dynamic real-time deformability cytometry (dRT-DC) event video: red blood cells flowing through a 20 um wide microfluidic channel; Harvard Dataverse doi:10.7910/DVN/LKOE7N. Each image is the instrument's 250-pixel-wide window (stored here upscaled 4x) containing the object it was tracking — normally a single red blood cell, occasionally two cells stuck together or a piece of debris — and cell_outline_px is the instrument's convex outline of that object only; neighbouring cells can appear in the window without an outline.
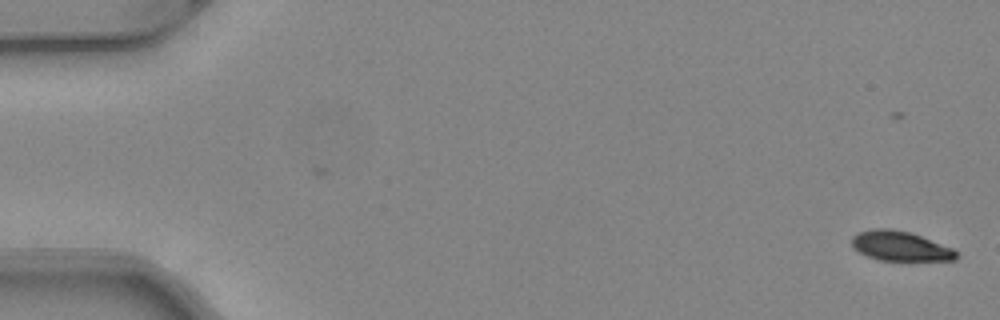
{"species": "common noctule bat (a hibernating species)", "species_latin": "Nyctalus noctula", "temperature_condition": "warm", "stored_images_in_passage": 7, "camera_frame_rate_fps": 3000, "um_per_image_px": 0.085, "animal": {"sex": "female", "body_mass_g": 24.6, "forearm_length_mm": 56.2}, "frame": {"image": 1, "passage_image": 1, "time_ms": 0.0, "image_size_px": [1000, 320], "cell_outline_px": [[960, 256], [956, 260], [880, 260], [868, 256], [852, 248], [852, 236], [860, 232], [872, 228], [892, 228], [908, 232], [920, 236], [952, 248]], "centroid_in_image_um": [76.5, 20.91], "position_along_channel_um": 8.5, "area_um2": 17.92}}